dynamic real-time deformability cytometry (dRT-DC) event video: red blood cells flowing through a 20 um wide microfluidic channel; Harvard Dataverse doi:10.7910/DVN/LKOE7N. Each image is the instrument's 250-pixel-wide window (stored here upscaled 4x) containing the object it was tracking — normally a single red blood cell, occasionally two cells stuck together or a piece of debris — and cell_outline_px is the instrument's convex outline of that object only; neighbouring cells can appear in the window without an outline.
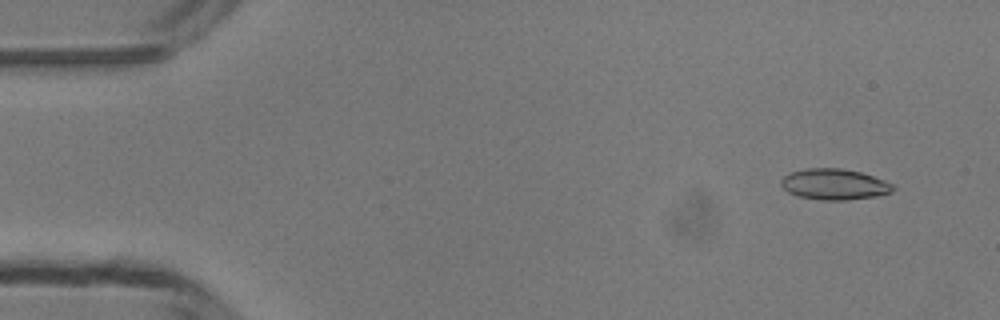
{"species": "common noctule bat (a hibernating species)", "species_latin": "Nyctalus noctula", "temperature_condition": "room temperature", "stored_images_in_passage": 46, "camera_frame_rate_fps": 3000, "um_per_image_px": 0.085, "animal": {"sex": "male", "body_mass_g": 13.3}, "frame": {"image": 1, "passage_image": 1, "time_ms": 0.0, "image_size_px": [1000, 320], "cell_outline_px": [[896, 188], [892, 192], [876, 196], [848, 200], [820, 200], [796, 196], [788, 192], [780, 184], [780, 180], [784, 176], [792, 172], [804, 168], [840, 168], [860, 172], [884, 180], [892, 184]], "centroid_in_image_um": [70.9, 15.67], "position_along_channel_um": 14.1, "area_um2": 20.23}}
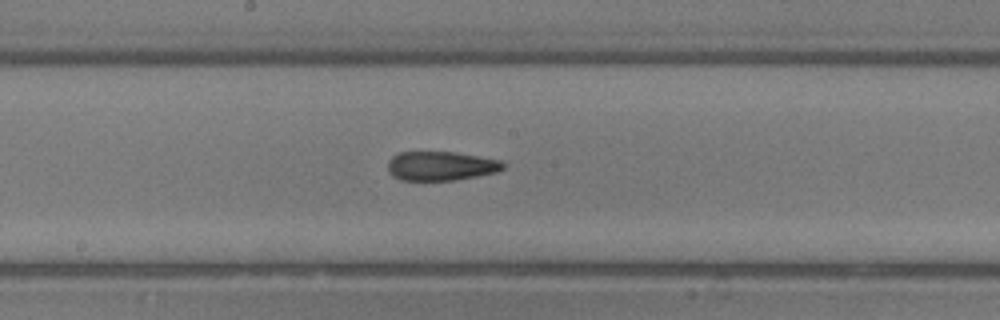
{"frame": {"image": 2, "passage_image": 23, "time_ms": 7.333, "image_size_px": [1000, 320], "cell_outline_px": [[504, 168], [496, 172], [456, 180], [400, 180], [392, 176], [388, 172], [388, 160], [392, 156], [400, 152], [456, 152], [500, 160], [504, 164]], "centroid_in_image_um": [37.44, 14.1], "position_along_channel_um": 210.8, "area_um2": 19.59}}
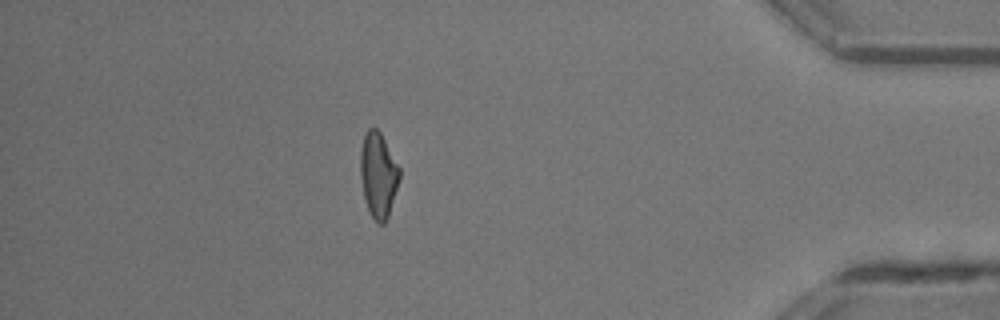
{"frame": {"image": 3, "passage_image": 40, "time_ms": 13.0, "image_size_px": [1000, 320], "cell_outline_px": [[400, 176], [388, 216], [384, 224], [380, 224], [372, 216], [368, 208], [364, 196], [360, 176], [360, 152], [364, 136], [368, 128], [376, 128], [380, 132], [400, 168]], "centroid_in_image_um": [32.15, 14.85], "position_along_channel_um": 403.1, "area_um2": 19.07}, "authors_computed_cell_mechanics": {"area_um2": 19.941, "velocity_mm_per_s": 4.2245, "shape_relaxation_time_tau1_ms": 8.0399, "shape_relaxation_time_tau2_ms": 2.1601, "deformation_change_tau1": 0.2517, "deformation_change_tau2": 0.1179}}